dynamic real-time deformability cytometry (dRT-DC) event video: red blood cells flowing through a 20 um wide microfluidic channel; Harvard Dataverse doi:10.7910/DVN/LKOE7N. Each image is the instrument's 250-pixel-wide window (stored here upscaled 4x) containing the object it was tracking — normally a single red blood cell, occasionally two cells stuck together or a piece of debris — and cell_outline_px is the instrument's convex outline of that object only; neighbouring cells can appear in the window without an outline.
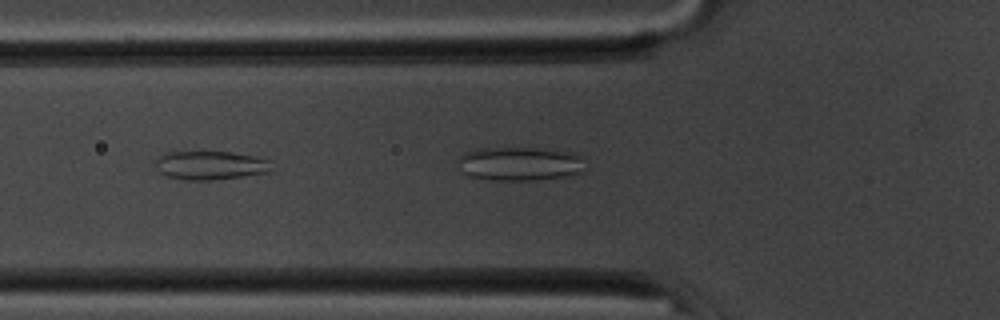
{"species": "common noctule bat (a hibernating species)", "species_latin": "Nyctalus noctula", "temperature_condition": "room temperature", "stored_images_in_passage": 4, "camera_frame_rate_fps": 3000, "um_per_image_px": 0.085, "animal": {"sex": "male", "body_mass_g": 20.1, "forearm_length_mm": 53.5}, "frame": {"image": 1, "passage_image": 4, "time_ms": 1.0, "image_size_px": [1000, 320], "cell_outline_px": [[588, 168], [584, 172], [564, 176], [532, 180], [496, 180], [464, 176], [460, 172], [456, 160], [464, 152], [484, 148], [532, 148], [572, 152], [584, 156]], "centroid_in_image_um": [44.19, 13.92], "position_along_channel_um": 81.6, "area_um2": 25.61}}